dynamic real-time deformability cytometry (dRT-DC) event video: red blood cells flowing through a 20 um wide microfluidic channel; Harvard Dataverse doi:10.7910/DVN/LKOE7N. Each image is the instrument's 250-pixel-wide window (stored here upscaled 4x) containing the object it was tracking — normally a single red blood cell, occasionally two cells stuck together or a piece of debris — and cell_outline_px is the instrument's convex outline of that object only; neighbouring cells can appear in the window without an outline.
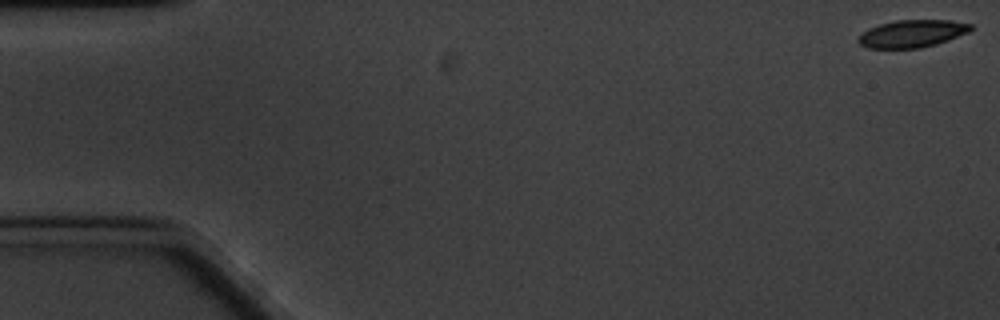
{"species": "common noctule bat (a hibernating species)", "species_latin": "Nyctalus noctula", "temperature_condition": "cold", "stored_images_in_passage": 13, "camera_frame_rate_fps": 3000, "um_per_image_px": 0.085, "animal": {"sex": "male", "body_mass_g": 20.1, "forearm_length_mm": 53.5}, "frame": {"image": 1, "passage_image": 1, "time_ms": 0.0, "image_size_px": [1000, 320], "cell_outline_px": [[972, 28], [968, 32], [948, 40], [936, 44], [920, 48], [868, 48], [860, 44], [856, 40], [868, 28], [880, 24], [896, 20], [948, 20], [972, 24]], "centroid_in_image_um": [77.52, 2.86], "position_along_channel_um": 7.5, "area_um2": 17.86}}